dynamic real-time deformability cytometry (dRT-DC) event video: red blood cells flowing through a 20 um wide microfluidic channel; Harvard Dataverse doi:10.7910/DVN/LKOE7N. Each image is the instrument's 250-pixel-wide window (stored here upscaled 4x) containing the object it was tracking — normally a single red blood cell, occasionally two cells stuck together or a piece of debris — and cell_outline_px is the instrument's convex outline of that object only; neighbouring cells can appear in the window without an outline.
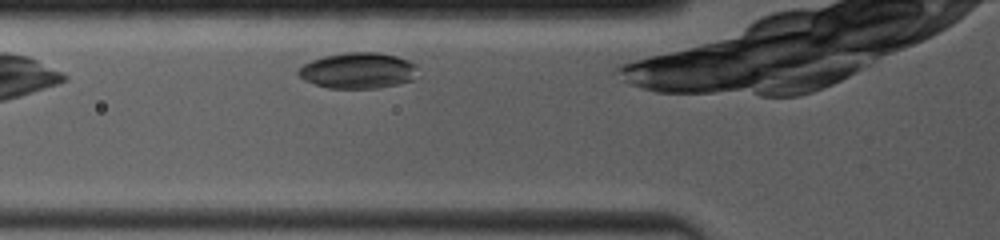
{"species": "common noctule bat (a hibernating species)", "species_latin": "Nyctalus noctula", "temperature_condition": "room temperature", "stored_images_in_passage": 22, "camera_frame_rate_fps": 4000, "um_per_image_px": 0.085, "animal": {"sex": "female", "body_mass_g": 19.0, "forearm_length_mm": 53.3}, "frame": {"image": 1, "passage_image": 3, "time_ms": 0.75, "image_size_px": [1000, 240], "cell_outline_px": [[416, 68], [412, 80], [380, 88], [328, 88], [304, 80], [296, 72], [304, 64], [312, 60], [324, 56], [344, 52], [376, 52], [396, 56], [408, 60], [416, 64]], "centroid_in_image_um": [30.41, 5.99], "position_along_channel_um": 95.4, "area_um2": 24.8}}
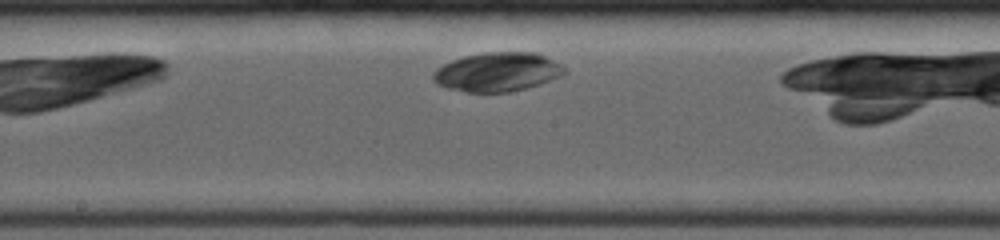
{"frame": {"image": 2, "passage_image": 10, "time_ms": 3.75, "image_size_px": [1000, 240], "cell_outline_px": [[568, 72], [560, 76], [524, 88], [508, 92], [464, 92], [444, 88], [436, 84], [432, 80], [432, 72], [436, 68], [452, 60], [464, 56], [484, 52], [536, 52], [560, 64]], "centroid_in_image_um": [42.2, 6.11], "position_along_channel_um": 206.0, "area_um2": 29.82}}
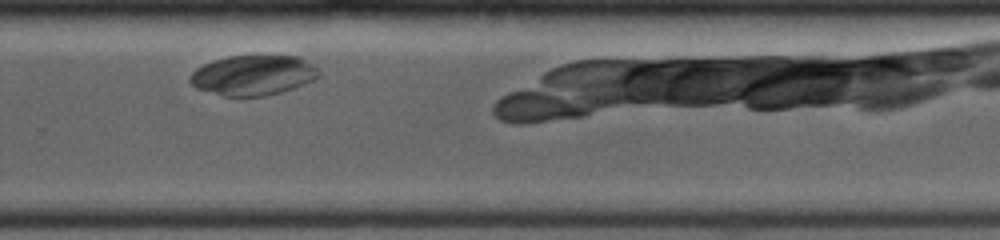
{"frame": {"image": 3, "passage_image": 16, "time_ms": 6.5, "image_size_px": [1000, 240], "cell_outline_px": [[320, 76], [316, 80], [280, 92], [264, 96], [224, 96], [196, 88], [188, 80], [192, 72], [196, 68], [212, 60], [228, 56], [256, 52], [260, 52], [300, 56], [316, 68], [320, 72]], "centroid_in_image_um": [21.54, 6.33], "position_along_channel_um": 308.3, "area_um2": 31.15}}